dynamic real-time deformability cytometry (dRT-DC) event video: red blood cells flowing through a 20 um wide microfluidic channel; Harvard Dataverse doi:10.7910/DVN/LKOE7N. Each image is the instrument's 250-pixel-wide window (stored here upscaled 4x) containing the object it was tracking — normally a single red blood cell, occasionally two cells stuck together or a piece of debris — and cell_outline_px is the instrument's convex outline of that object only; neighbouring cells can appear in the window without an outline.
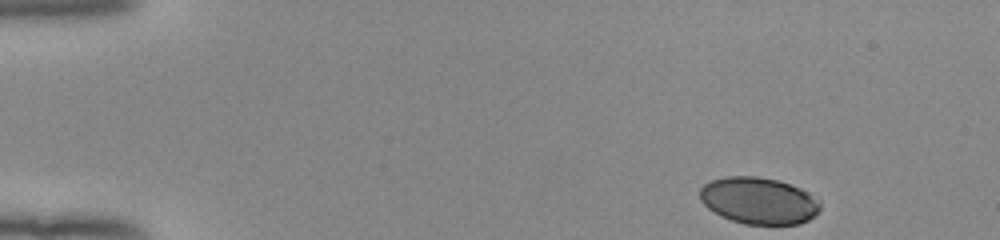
{"species": "human", "species_latin": "Homo sapiens", "temperature_condition": "room temperature", "stored_images_in_passage": 42, "camera_frame_rate_fps": 3000, "um_per_image_px": 0.085, "donor": {"sex": "female"}, "frame": {"image": 1, "passage_image": 1, "time_ms": 0.0, "image_size_px": [1000, 240], "cell_outline_px": [[820, 212], [816, 216], [800, 224], [744, 224], [720, 216], [708, 208], [700, 200], [700, 188], [704, 184], [712, 180], [728, 176], [756, 176], [776, 180], [800, 188], [808, 192], [820, 200]], "centroid_in_image_um": [64.51, 17.06], "position_along_channel_um": 20.5, "area_um2": 32.89}}
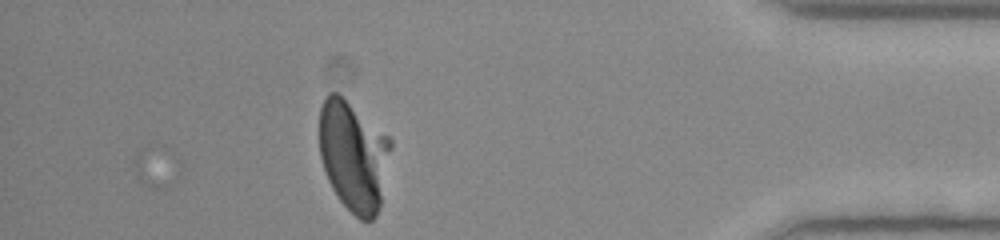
{"frame": {"image": 2, "passage_image": 42, "time_ms": 13.667, "image_size_px": [1000, 240], "cell_outline_px": [[392, 148], [380, 204], [376, 216], [372, 220], [360, 220], [340, 200], [332, 188], [328, 180], [320, 156], [320, 108], [328, 92], [336, 92], [388, 136], [392, 140]], "centroid_in_image_um": [30.05, 13.26], "position_along_channel_um": 405.1, "area_um2": 45.37}}